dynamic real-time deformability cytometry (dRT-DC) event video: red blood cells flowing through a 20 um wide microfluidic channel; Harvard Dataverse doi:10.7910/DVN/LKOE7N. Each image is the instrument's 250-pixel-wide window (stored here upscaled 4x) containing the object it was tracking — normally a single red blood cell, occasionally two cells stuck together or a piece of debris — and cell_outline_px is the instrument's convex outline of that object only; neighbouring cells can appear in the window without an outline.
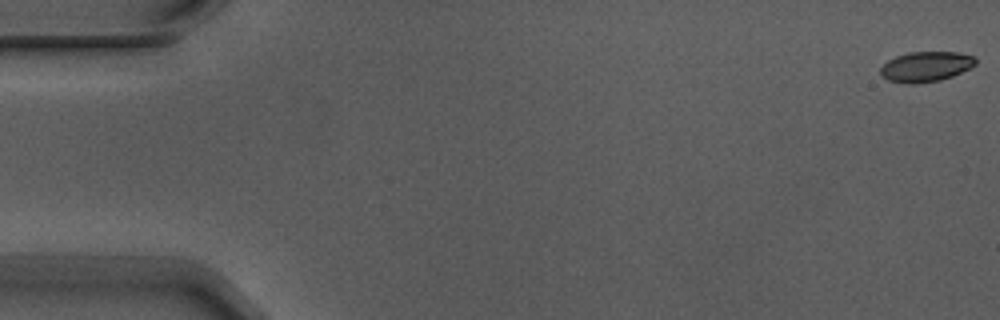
{"species": "Egyptian fruit bat (a non-hibernating species)", "species_latin": "Rousettus aegyptiacus", "temperature_condition": "warm", "stored_images_in_passage": 4, "camera_frame_rate_fps": 3000, "um_per_image_px": 0.085, "animal": {"sex": "male"}, "frame": {"image": 1, "passage_image": 1, "time_ms": 0.0, "image_size_px": [1000, 320], "cell_outline_px": [[976, 64], [952, 76], [940, 80], [912, 84], [908, 84], [888, 80], [880, 72], [880, 68], [888, 60], [896, 56], [908, 52], [956, 52], [976, 56]], "centroid_in_image_um": [78.7, 5.65], "position_along_channel_um": 6.3, "area_um2": 16.59}}